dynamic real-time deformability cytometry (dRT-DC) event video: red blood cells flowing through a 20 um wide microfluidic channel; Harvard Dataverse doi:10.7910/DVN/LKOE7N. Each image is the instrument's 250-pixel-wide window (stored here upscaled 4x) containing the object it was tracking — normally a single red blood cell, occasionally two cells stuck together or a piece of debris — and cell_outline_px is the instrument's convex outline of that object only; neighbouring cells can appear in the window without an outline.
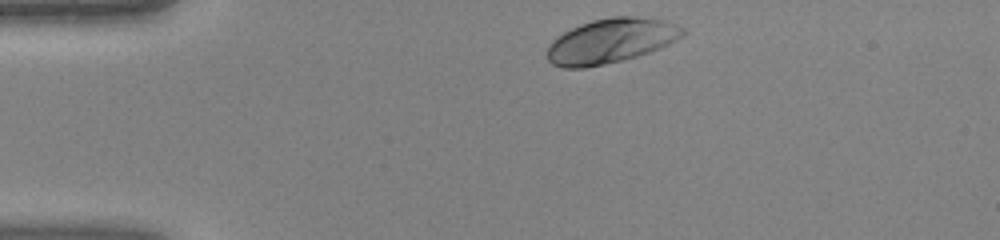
{"species": "human", "species_latin": "Homo sapiens", "temperature_condition": "warm", "stored_images_in_passage": 30, "camera_frame_rate_fps": 3000, "um_per_image_px": 0.085, "donor": {"sex": "female"}, "frame": {"image": 1, "passage_image": 1, "time_ms": 0.0, "image_size_px": [1000, 240], "cell_outline_px": [[688, 32], [684, 36], [660, 48], [624, 60], [584, 68], [564, 68], [552, 64], [548, 60], [544, 52], [548, 44], [556, 36], [580, 24], [592, 20], [612, 16], [632, 16], [664, 20], [684, 28]], "centroid_in_image_um": [51.89, 3.48], "position_along_channel_um": 33.1, "area_um2": 35.55}}
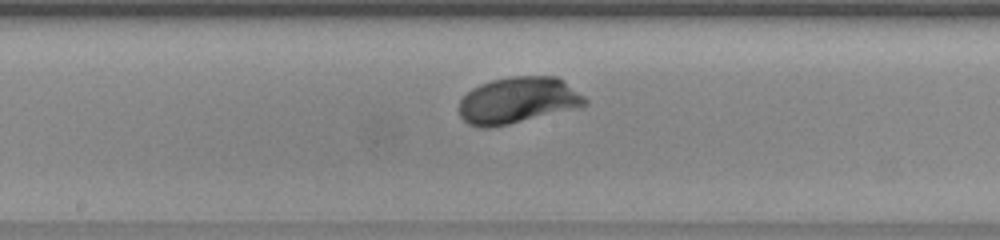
{"frame": {"image": 2, "passage_image": 16, "time_ms": 5.0, "image_size_px": [1000, 240], "cell_outline_px": [[588, 104], [576, 108], [492, 128], [480, 128], [468, 124], [460, 116], [460, 100], [472, 88], [480, 84], [492, 80], [512, 76], [556, 76], [564, 80], [584, 96], [588, 100]], "centroid_in_image_um": [44.02, 8.53], "position_along_channel_um": 204.2, "area_um2": 34.04}}
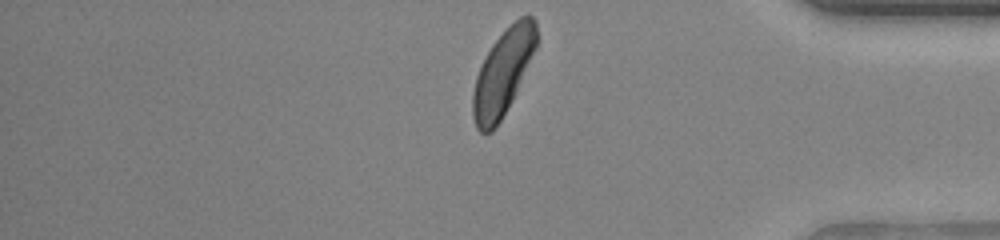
{"frame": {"image": 3, "passage_image": 30, "time_ms": 9.667, "image_size_px": [1000, 240], "cell_outline_px": [[536, 48], [512, 100], [500, 120], [492, 132], [480, 132], [476, 128], [472, 116], [472, 92], [476, 76], [492, 44], [520, 16], [528, 12], [536, 20]], "centroid_in_image_um": [42.74, 6.18], "position_along_channel_um": 392.5, "area_um2": 31.21}}